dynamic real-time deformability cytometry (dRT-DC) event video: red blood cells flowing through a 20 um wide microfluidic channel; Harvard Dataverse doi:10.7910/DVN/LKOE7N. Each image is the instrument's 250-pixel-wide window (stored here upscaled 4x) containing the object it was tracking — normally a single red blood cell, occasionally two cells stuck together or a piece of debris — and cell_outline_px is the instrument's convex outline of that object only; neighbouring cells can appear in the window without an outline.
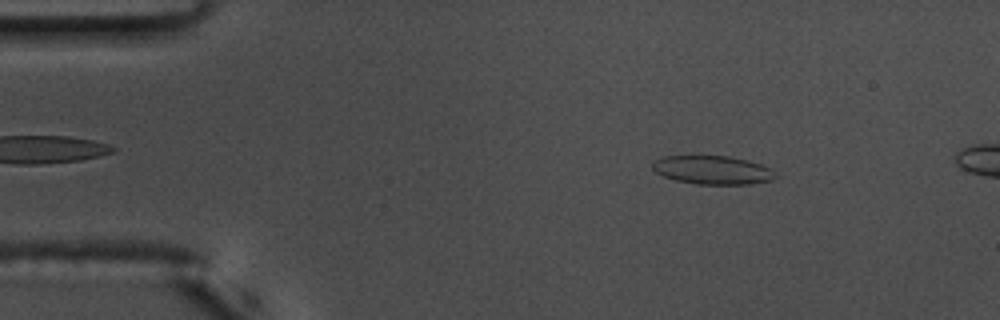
{"species": "common noctule bat (a hibernating species)", "species_latin": "Nyctalus noctula", "temperature_condition": "warm", "stored_images_in_passage": 13, "camera_frame_rate_fps": 3000, "um_per_image_px": 0.085, "animal": {"sex": "male", "body_mass_g": 17.5, "forearm_length_mm": 52.3}, "frame": {"image": 1, "passage_image": 8, "time_ms": 2.333, "image_size_px": [1000, 320], "cell_outline_px": [[776, 176], [772, 180], [748, 184], [696, 184], [676, 180], [664, 176], [656, 172], [652, 168], [652, 164], [656, 160], [664, 156], [728, 156], [748, 160], [772, 168], [776, 172]], "centroid_in_image_um": [60.6, 14.45], "position_along_channel_um": 24.4, "area_um2": 20.4}}